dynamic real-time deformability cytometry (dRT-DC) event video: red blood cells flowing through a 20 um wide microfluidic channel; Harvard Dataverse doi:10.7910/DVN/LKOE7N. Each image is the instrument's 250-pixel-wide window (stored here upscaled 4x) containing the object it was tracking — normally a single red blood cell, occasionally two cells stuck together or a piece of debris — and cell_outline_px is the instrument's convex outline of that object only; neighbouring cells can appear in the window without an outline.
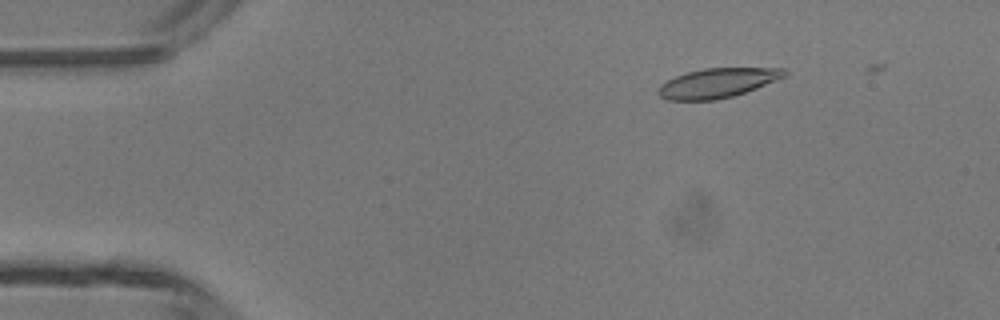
{"species": "common noctule bat (a hibernating species)", "species_latin": "Nyctalus noctula", "temperature_condition": "room temperature", "stored_images_in_passage": 43, "camera_frame_rate_fps": 3000, "um_per_image_px": 0.085, "animal": {"sex": "male", "body_mass_g": 13.3}, "frame": {"image": 1, "passage_image": 5, "time_ms": 1.333, "image_size_px": [1000, 320], "cell_outline_px": [[788, 76], [756, 88], [732, 96], [716, 100], [668, 100], [660, 96], [656, 92], [660, 84], [676, 76], [688, 72], [704, 68], [784, 68], [788, 72]], "centroid_in_image_um": [61.0, 7.05], "position_along_channel_um": 24.0, "area_um2": 21.68}}
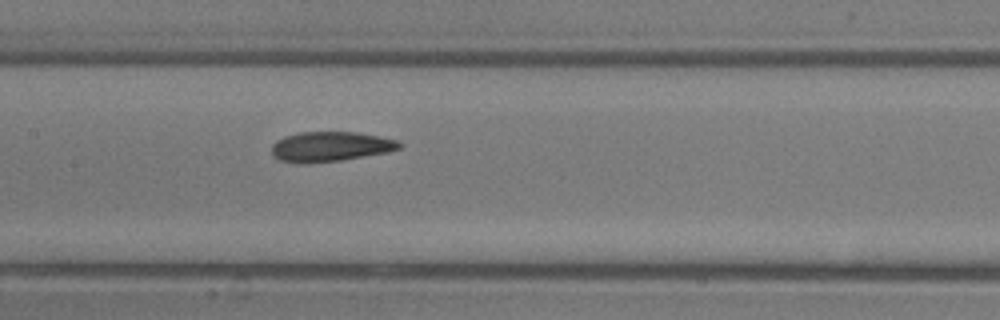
{"frame": {"image": 2, "passage_image": 21, "time_ms": 6.667, "image_size_px": [1000, 320], "cell_outline_px": [[404, 144], [400, 148], [388, 152], [340, 160], [308, 164], [304, 164], [280, 160], [272, 156], [272, 144], [276, 140], [284, 136], [300, 132], [356, 132], [380, 136], [396, 140]], "centroid_in_image_um": [28.07, 12.46], "position_along_channel_um": 179.3, "area_um2": 22.37}}
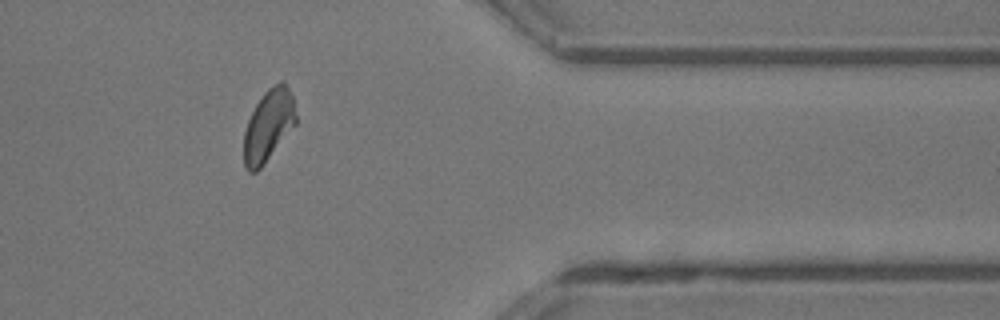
{"frame": {"image": 3, "passage_image": 37, "time_ms": 12.0, "image_size_px": [1000, 320], "cell_outline_px": [[296, 124], [260, 168], [256, 172], [248, 172], [244, 164], [244, 132], [248, 120], [256, 104], [264, 92], [272, 84], [280, 80], [288, 88], [292, 96], [296, 116]], "centroid_in_image_um": [22.81, 10.66], "position_along_channel_um": 388.6, "area_um2": 21.5}}